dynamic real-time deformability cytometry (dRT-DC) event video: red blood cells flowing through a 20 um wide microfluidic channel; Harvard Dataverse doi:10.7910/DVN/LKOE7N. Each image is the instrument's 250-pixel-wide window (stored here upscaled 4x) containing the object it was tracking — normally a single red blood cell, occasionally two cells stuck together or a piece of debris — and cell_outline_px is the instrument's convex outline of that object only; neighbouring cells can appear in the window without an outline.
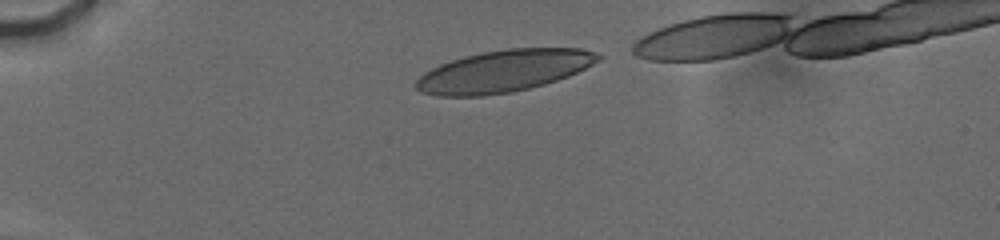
{"species": "human", "species_latin": "Homo sapiens", "temperature_condition": "cold", "stored_images_in_passage": 9, "segment_of_instrument_passage": [1, 2], "camera_frame_rate_fps": 3000, "um_per_image_px": 0.085, "donor": {"sex": "male"}, "frame": {"image": 1, "passage_image": 1, "time_ms": 0.0, "image_size_px": [1000, 240], "cell_outline_px": [[604, 56], [600, 60], [568, 76], [544, 84], [512, 92], [484, 96], [436, 96], [424, 92], [416, 88], [416, 80], [424, 72], [440, 64], [464, 56], [484, 52], [508, 48], [580, 48], [596, 52]], "centroid_in_image_um": [42.83, 6.03], "position_along_channel_um": 42.2, "area_um2": 44.27}}
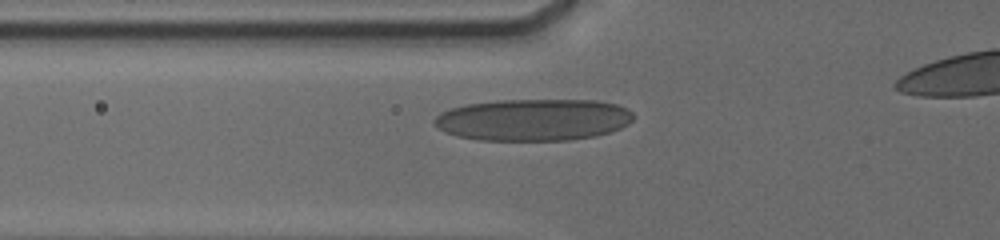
{"frame": {"image": 2, "passage_image": 7, "time_ms": 2.333, "image_size_px": [1000, 240], "cell_outline_px": [[636, 116], [628, 124], [620, 128], [596, 136], [568, 140], [480, 140], [456, 136], [444, 132], [432, 120], [440, 112], [448, 108], [464, 104], [496, 100], [596, 100], [616, 104], [628, 108]], "centroid_in_image_um": [45.32, 10.17], "position_along_channel_um": 80.5, "area_um2": 48.96}}